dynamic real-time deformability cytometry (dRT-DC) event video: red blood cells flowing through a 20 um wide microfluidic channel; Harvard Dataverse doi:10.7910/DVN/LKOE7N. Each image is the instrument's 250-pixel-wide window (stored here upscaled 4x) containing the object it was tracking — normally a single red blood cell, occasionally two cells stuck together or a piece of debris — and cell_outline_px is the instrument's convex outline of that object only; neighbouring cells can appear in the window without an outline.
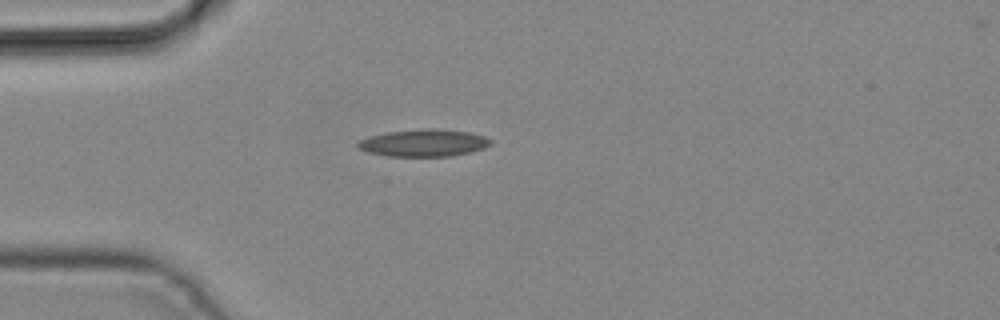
{"species": "common noctule bat (a hibernating species)", "species_latin": "Nyctalus noctula", "temperature_condition": "cold", "stored_images_in_passage": 5, "camera_frame_rate_fps": 3000, "um_per_image_px": 0.085, "animal": {"sex": "male", "body_mass_g": 19.2, "forearm_length_mm": 51.8}, "frame": {"image": 1, "passage_image": 4, "time_ms": 1.0, "image_size_px": [1000, 320], "cell_outline_px": [[492, 144], [484, 148], [452, 156], [388, 156], [368, 152], [360, 148], [356, 144], [360, 140], [372, 136], [388, 132], [424, 128], [432, 128], [468, 132], [484, 136], [492, 140]], "centroid_in_image_um": [36.05, 12.14], "position_along_channel_um": 49.0, "area_um2": 20.81}}